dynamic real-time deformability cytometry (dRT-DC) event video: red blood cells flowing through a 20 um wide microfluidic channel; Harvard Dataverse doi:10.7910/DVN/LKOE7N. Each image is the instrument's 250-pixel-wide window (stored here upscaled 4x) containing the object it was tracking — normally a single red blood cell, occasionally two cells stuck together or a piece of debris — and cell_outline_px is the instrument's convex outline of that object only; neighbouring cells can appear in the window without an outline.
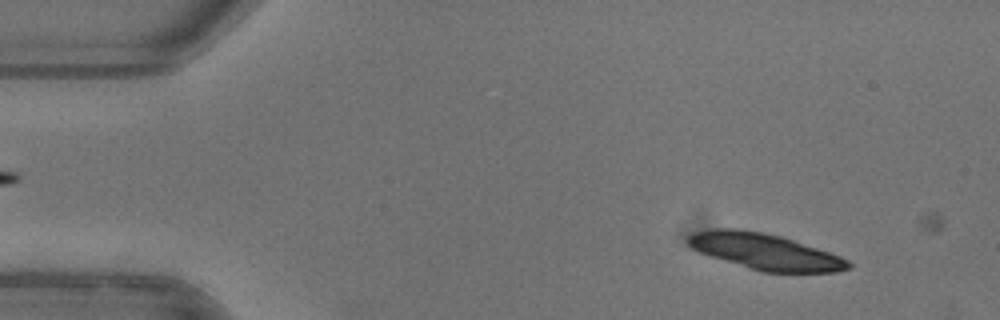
{"species": "common noctule bat (a hibernating species)", "species_latin": "Nyctalus noctula", "temperature_condition": "warm", "stored_images_in_passage": 10, "camera_frame_rate_fps": 3000, "um_per_image_px": 0.085, "animal": {"sex": "female"}, "frame": {"image": 1, "passage_image": 5, "time_ms": 1.333, "image_size_px": [1000, 320], "cell_outline_px": [[852, 268], [836, 272], [760, 272], [708, 256], [692, 248], [688, 244], [688, 236], [692, 232], [708, 228], [740, 228], [764, 232], [780, 236], [840, 256], [848, 260], [852, 264]], "centroid_in_image_um": [64.98, 21.38], "position_along_channel_um": 20.0, "area_um2": 33.87}}